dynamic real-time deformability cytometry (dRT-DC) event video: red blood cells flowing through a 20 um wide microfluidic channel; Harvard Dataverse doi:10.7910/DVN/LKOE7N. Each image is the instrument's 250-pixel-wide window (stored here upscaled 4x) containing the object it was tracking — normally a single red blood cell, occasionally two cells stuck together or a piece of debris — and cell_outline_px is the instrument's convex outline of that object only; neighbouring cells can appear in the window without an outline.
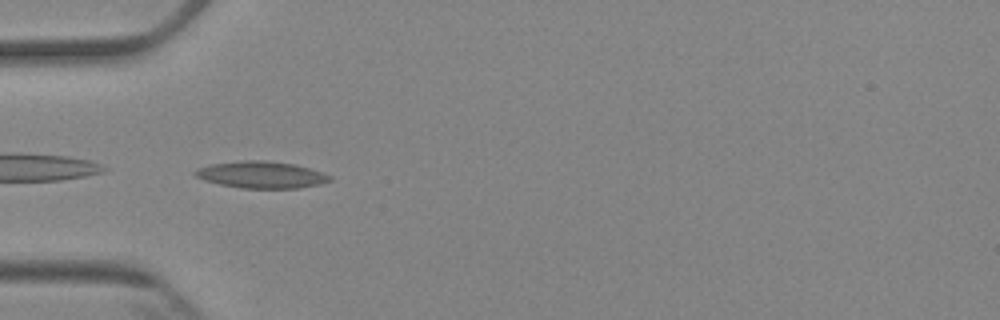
{"species": "Egyptian fruit bat (a non-hibernating species)", "species_latin": "Rousettus aegyptiacus", "temperature_condition": "cold", "stored_images_in_passage": 6, "camera_frame_rate_fps": 3000, "um_per_image_px": 0.085, "animal": {"sex": "female"}, "frame": {"image": 1, "passage_image": 5, "time_ms": 4.667, "image_size_px": [1000, 320], "cell_outline_px": [[332, 180], [320, 184], [300, 188], [240, 188], [220, 184], [204, 180], [196, 176], [192, 172], [196, 168], [208, 164], [240, 160], [264, 160], [296, 164], [324, 172], [332, 176]], "centroid_in_image_um": [22.21, 14.84], "position_along_channel_um": 62.8, "area_um2": 21.39}}
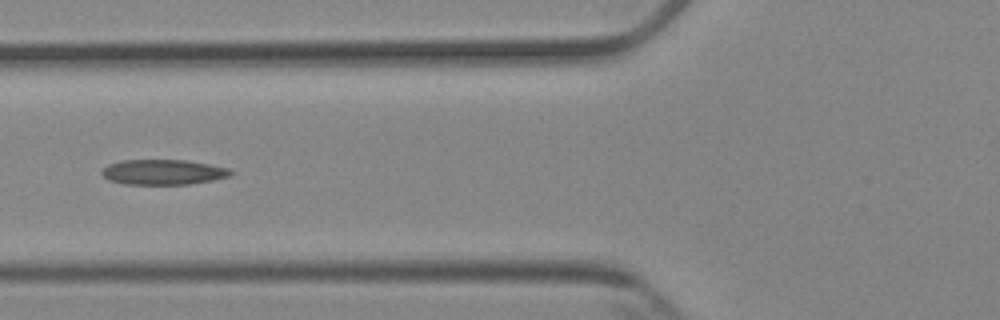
{"frame": {"image": 2, "passage_image": 6, "time_ms": 6.0, "image_size_px": [1000, 320], "cell_outline_px": [[232, 172], [228, 176], [212, 180], [188, 184], [124, 184], [108, 180], [100, 172], [108, 164], [124, 160], [188, 160], [228, 168]], "centroid_in_image_um": [13.83, 14.62], "position_along_channel_um": 112.0, "area_um2": 18.73}}